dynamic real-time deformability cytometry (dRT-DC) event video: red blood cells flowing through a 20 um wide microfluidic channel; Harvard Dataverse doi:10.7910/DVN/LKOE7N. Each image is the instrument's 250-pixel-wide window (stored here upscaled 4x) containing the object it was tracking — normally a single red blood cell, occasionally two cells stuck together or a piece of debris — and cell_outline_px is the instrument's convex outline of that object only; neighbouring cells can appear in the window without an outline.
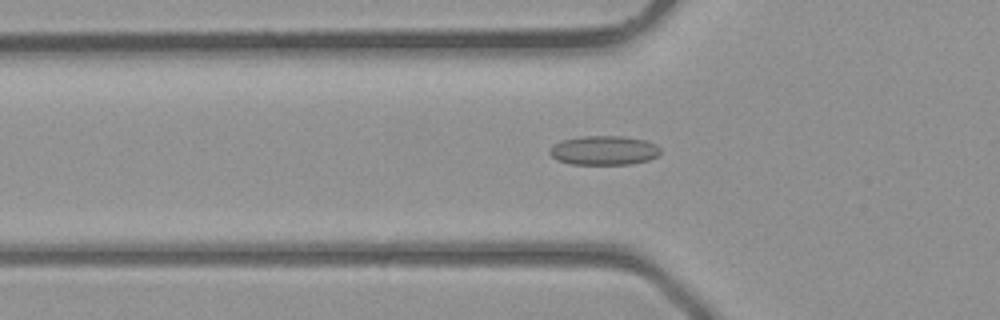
{"species": "common noctule bat (a hibernating species)", "species_latin": "Nyctalus noctula", "temperature_condition": "room temperature", "stored_images_in_passage": 26, "camera_frame_rate_fps": 3000, "um_per_image_px": 0.085, "animal": {"sex": "male", "body_mass_g": 23.1, "forearm_length_mm": 52.7}, "frame": {"image": 1, "passage_image": 5, "time_ms": 1.333, "image_size_px": [1000, 320], "cell_outline_px": [[660, 152], [656, 156], [648, 160], [628, 164], [572, 164], [556, 160], [548, 152], [548, 148], [552, 144], [560, 140], [584, 136], [624, 136], [644, 140], [656, 144], [660, 148]], "centroid_in_image_um": [51.28, 12.77], "position_along_channel_um": 74.5, "area_um2": 18.96}}
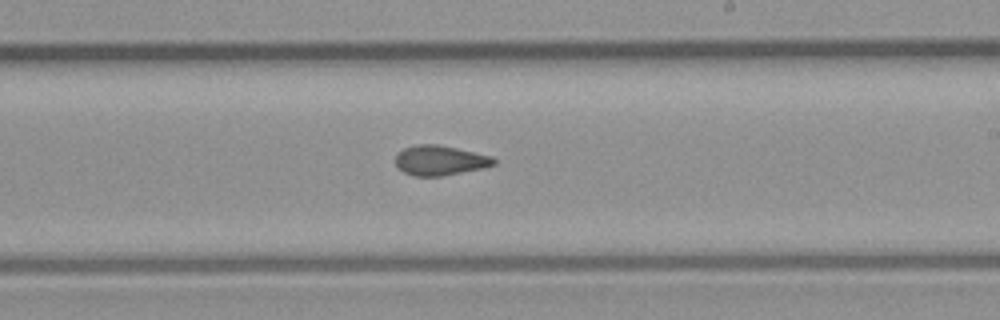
{"frame": {"image": 2, "passage_image": 15, "time_ms": 4.667, "image_size_px": [1000, 320], "cell_outline_px": [[496, 164], [484, 168], [440, 176], [416, 176], [404, 172], [396, 168], [396, 152], [404, 148], [416, 144], [436, 144], [456, 148], [492, 156], [496, 160]], "centroid_in_image_um": [37.38, 13.63], "position_along_channel_um": 251.6, "area_um2": 17.17}}
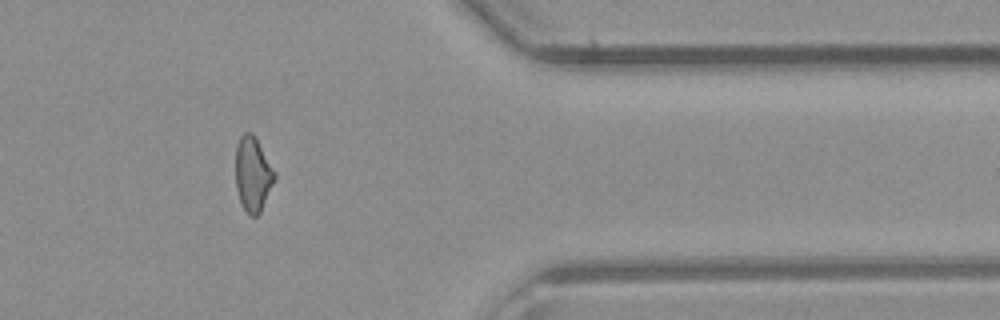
{"frame": {"image": 3, "passage_image": 24, "time_ms": 7.667, "image_size_px": [1000, 320], "cell_outline_px": [[276, 176], [260, 212], [256, 216], [252, 216], [244, 208], [240, 200], [236, 188], [236, 144], [240, 136], [244, 132], [252, 132], [276, 172]], "centroid_in_image_um": [21.48, 14.76], "position_along_channel_um": 389.9, "area_um2": 16.7}}